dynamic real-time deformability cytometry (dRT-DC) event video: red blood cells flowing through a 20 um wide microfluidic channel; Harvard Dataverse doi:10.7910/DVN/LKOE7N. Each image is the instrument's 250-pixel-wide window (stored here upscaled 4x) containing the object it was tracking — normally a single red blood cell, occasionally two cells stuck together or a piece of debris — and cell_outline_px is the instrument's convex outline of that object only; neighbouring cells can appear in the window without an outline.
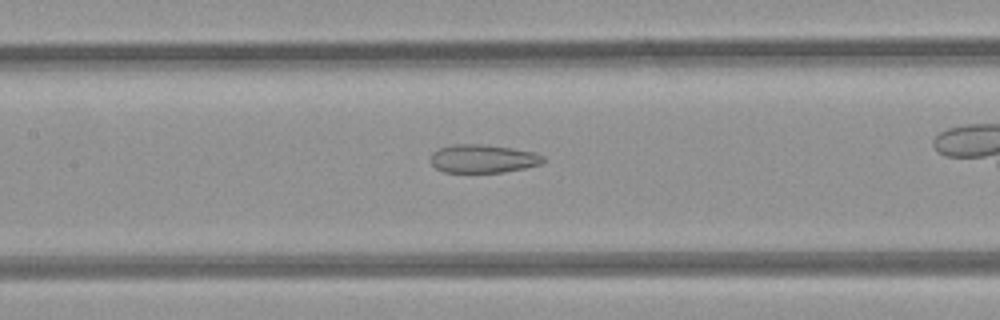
{"species": "common noctule bat (a hibernating species)", "species_latin": "Nyctalus noctula", "temperature_condition": "room temperature", "stored_images_in_passage": 29, "camera_frame_rate_fps": 3000, "um_per_image_px": 0.085, "animal": {"sex": "female", "body_mass_g": 21.9}, "frame": {"image": 1, "passage_image": 13, "time_ms": 4.0, "image_size_px": [1000, 320], "cell_outline_px": [[544, 164], [504, 172], [444, 172], [436, 168], [432, 164], [432, 152], [440, 148], [452, 144], [484, 144], [512, 148], [536, 152], [544, 156]], "centroid_in_image_um": [41.1, 13.48], "position_along_channel_um": 166.3, "area_um2": 18.67}}
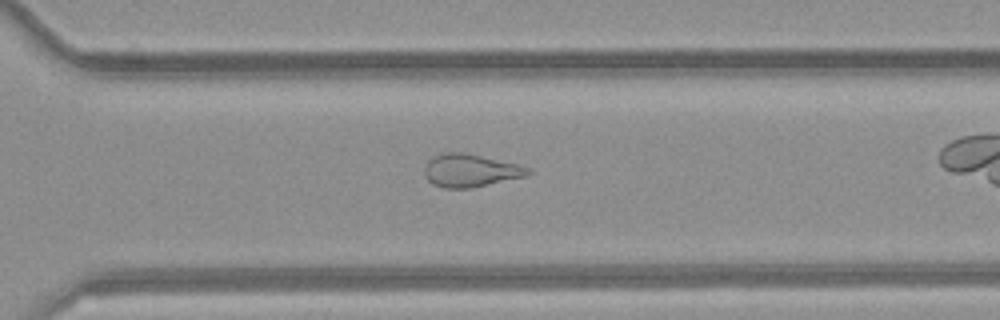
{"frame": {"image": 2, "passage_image": 25, "time_ms": 8.0, "image_size_px": [1000, 320], "cell_outline_px": [[532, 172], [524, 176], [468, 188], [444, 188], [432, 184], [428, 180], [424, 172], [424, 168], [428, 160], [432, 156], [444, 152], [464, 152], [516, 164], [528, 168]], "centroid_in_image_um": [39.9, 14.48], "position_along_channel_um": 330.7, "area_um2": 19.48}}